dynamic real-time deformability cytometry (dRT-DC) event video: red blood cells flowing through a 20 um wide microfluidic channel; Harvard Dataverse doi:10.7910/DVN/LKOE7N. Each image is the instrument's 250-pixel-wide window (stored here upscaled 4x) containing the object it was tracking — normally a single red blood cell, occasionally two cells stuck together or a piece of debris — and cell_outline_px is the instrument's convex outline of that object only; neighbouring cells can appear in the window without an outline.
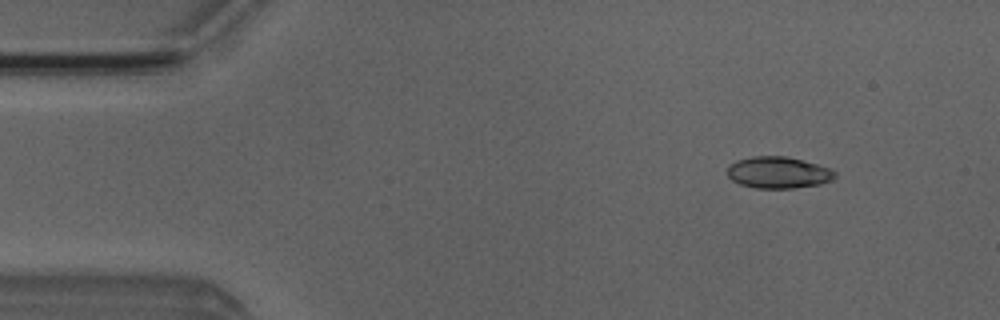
{"species": "Egyptian fruit bat (a non-hibernating species)", "species_latin": "Rousettus aegyptiacus", "temperature_condition": "room temperature", "stored_images_in_passage": 3, "camera_frame_rate_fps": 3000, "um_per_image_px": 0.085, "animal": {"sex": "male"}, "frame": {"image": 1, "passage_image": 1, "time_ms": 0.0, "image_size_px": [1000, 320], "cell_outline_px": [[836, 176], [820, 184], [792, 188], [756, 188], [740, 184], [732, 180], [728, 176], [728, 168], [736, 160], [752, 156], [784, 156], [816, 164], [828, 168], [836, 172]], "centroid_in_image_um": [66.12, 14.66], "position_along_channel_um": 18.9, "area_um2": 19.48}}